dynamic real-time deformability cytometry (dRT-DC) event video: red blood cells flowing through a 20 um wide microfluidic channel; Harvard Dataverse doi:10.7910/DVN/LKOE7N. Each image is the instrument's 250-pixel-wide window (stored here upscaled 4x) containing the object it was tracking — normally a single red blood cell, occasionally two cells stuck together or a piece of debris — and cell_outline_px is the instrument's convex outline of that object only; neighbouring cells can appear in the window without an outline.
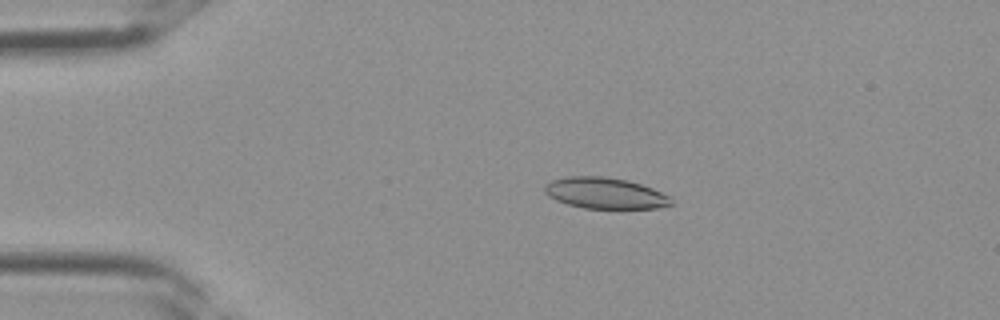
{"species": "Egyptian fruit bat (a non-hibernating species)", "species_latin": "Rousettus aegyptiacus", "temperature_condition": "room temperature", "stored_images_in_passage": 4, "camera_frame_rate_fps": 3000, "um_per_image_px": 0.085, "frame": {"image": 1, "passage_image": 3, "time_ms": 0.667, "image_size_px": [1000, 320], "cell_outline_px": [[676, 204], [656, 208], [584, 208], [568, 204], [556, 200], [548, 196], [544, 192], [544, 184], [552, 180], [568, 176], [604, 176], [628, 180], [652, 188], [668, 196]], "centroid_in_image_um": [51.41, 16.41], "position_along_channel_um": 33.6, "area_um2": 22.95}}